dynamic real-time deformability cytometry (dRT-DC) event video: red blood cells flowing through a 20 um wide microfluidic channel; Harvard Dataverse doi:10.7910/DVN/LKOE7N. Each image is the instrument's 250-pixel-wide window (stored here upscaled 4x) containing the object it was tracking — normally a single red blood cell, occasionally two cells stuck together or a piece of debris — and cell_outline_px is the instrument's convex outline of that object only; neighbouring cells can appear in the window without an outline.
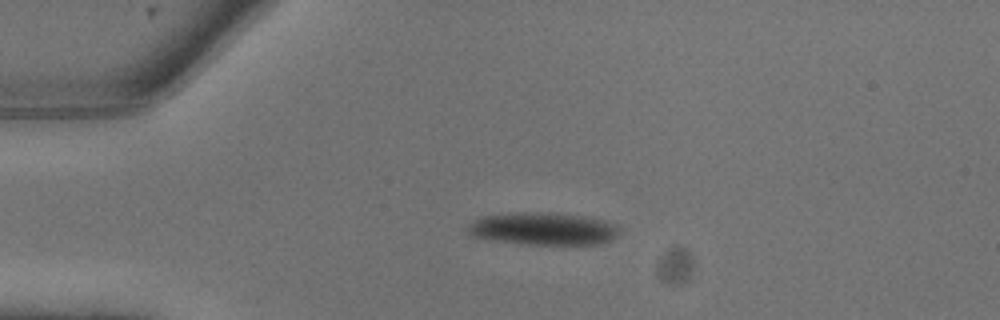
{"species": "common noctule bat (a hibernating species)", "species_latin": "Nyctalus noctula", "temperature_condition": "warm", "stored_images_in_passage": 20, "camera_frame_rate_fps": 3000, "um_per_image_px": 0.085, "animal": {"sex": "male", "body_mass_g": 13.3}, "frame": {"image": 1, "passage_image": 1, "time_ms": 0.0, "image_size_px": [1000, 320], "cell_outline_px": [[620, 232], [612, 240], [604, 244], [520, 244], [492, 240], [472, 236], [464, 228], [472, 220], [480, 216], [520, 212], [536, 212], [584, 216], [604, 220], [616, 224], [620, 228]], "centroid_in_image_um": [46.15, 19.45], "position_along_channel_um": 38.8, "area_um2": 29.07}}
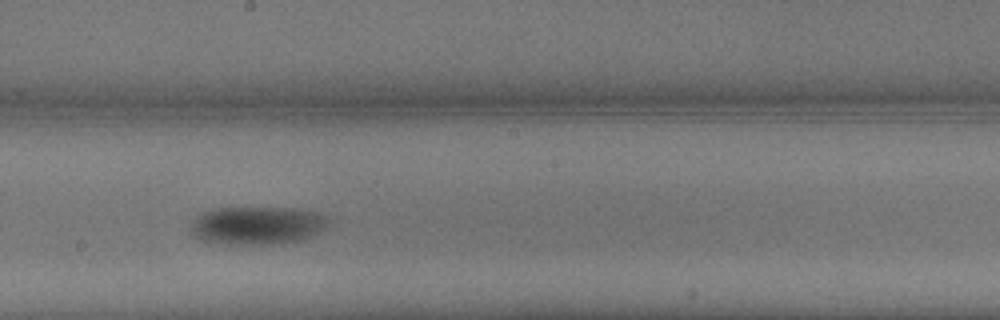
{"frame": {"image": 2, "passage_image": 9, "time_ms": 2.667, "image_size_px": [1000, 320], "cell_outline_px": [[328, 220], [312, 236], [300, 240], [272, 244], [224, 244], [200, 240], [192, 236], [188, 228], [188, 224], [196, 216], [204, 212], [216, 208], [292, 208], [316, 212], [328, 216]], "centroid_in_image_um": [21.74, 19.16], "position_along_channel_um": 226.5, "area_um2": 30.52}}
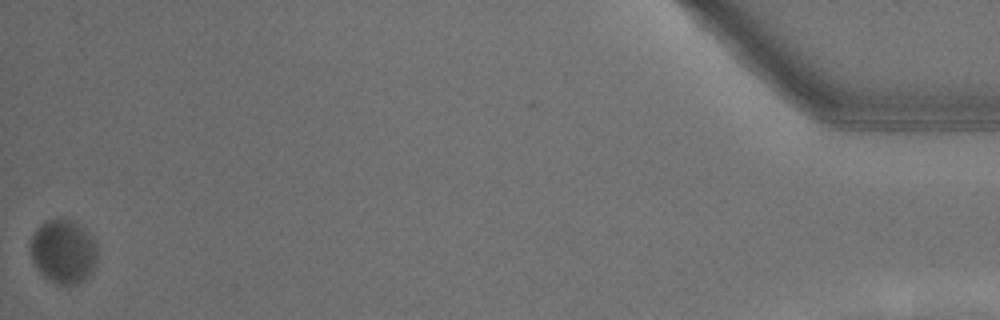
{"frame": {"image": 3, "passage_image": 20, "time_ms": 6.333, "image_size_px": [1000, 320], "cell_outline_px": [[96, 264], [92, 272], [84, 280], [72, 284], [56, 284], [44, 276], [32, 260], [32, 236], [36, 228], [44, 220], [68, 220], [76, 224], [88, 232], [96, 244]], "centroid_in_image_um": [5.4, 21.39], "position_along_channel_um": 429.8, "area_um2": 24.33}}